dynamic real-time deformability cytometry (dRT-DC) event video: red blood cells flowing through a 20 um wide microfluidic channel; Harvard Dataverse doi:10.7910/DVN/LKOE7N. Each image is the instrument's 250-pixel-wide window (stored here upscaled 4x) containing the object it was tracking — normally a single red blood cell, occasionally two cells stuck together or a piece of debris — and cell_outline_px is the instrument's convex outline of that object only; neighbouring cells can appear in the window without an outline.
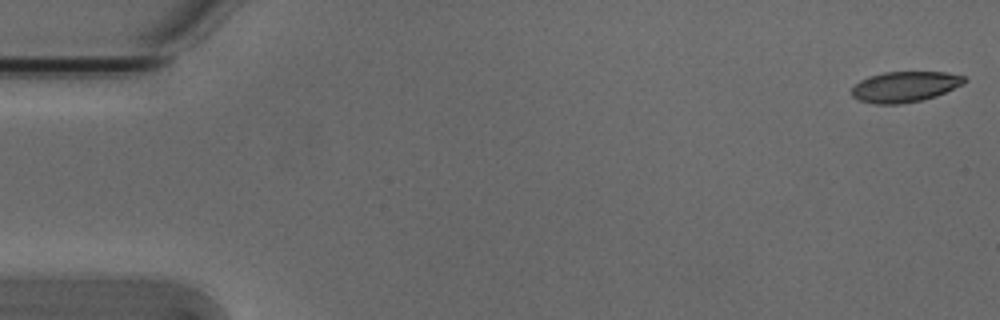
{"species": "Egyptian fruit bat (a non-hibernating species)", "species_latin": "Rousettus aegyptiacus", "temperature_condition": "cold", "stored_images_in_passage": 4, "camera_frame_rate_fps": 3000, "um_per_image_px": 0.085, "animal": {"sex": "male"}, "frame": {"image": 1, "passage_image": 1, "time_ms": 0.0, "image_size_px": [1000, 320], "cell_outline_px": [[968, 80], [964, 84], [936, 96], [920, 100], [896, 104], [876, 104], [856, 100], [852, 96], [852, 88], [860, 80], [868, 76], [884, 72], [944, 72], [964, 76]], "centroid_in_image_um": [76.9, 7.37], "position_along_channel_um": 8.1, "area_um2": 20.11}}